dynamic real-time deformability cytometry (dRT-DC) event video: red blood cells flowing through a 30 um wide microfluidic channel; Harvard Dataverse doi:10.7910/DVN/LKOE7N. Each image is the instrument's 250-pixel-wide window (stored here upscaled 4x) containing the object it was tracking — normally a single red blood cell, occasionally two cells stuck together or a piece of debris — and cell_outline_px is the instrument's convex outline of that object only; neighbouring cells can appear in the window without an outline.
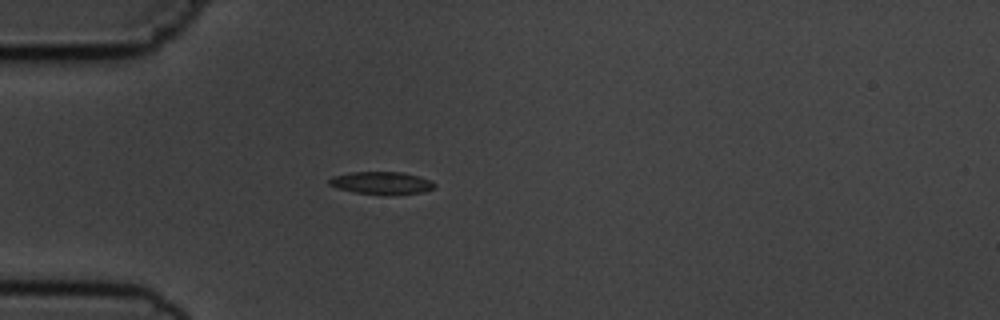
{"species": "common noctule bat (a hibernating species)", "species_latin": "Nyctalus noctula", "temperature_condition": "cold", "stored_images_in_passage": 6, "camera_frame_rate_fps": 3000, "um_per_image_px": 0.085, "animal": {"sex": "male", "body_mass_g": 19.5, "forearm_length_mm": 54.6}, "frame": {"image": 1, "passage_image": 5, "time_ms": 4.667, "image_size_px": [1000, 320], "cell_outline_px": [[436, 188], [424, 192], [356, 192], [340, 188], [328, 184], [328, 180], [332, 176], [348, 172], [404, 172], [420, 176], [432, 180], [436, 184]], "centroid_in_image_um": [32.46, 15.49], "position_along_channel_um": 52.5, "area_um2": 13.24}}